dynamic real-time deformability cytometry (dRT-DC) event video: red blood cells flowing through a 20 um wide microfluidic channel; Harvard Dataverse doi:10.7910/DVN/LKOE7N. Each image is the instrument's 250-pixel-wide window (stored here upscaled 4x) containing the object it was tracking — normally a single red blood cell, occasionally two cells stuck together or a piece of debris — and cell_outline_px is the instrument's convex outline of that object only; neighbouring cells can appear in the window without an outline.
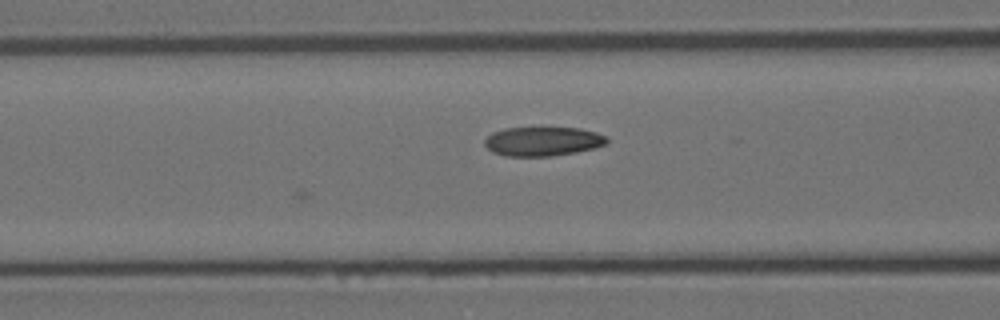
{"species": "Egyptian fruit bat (a non-hibernating species)", "species_latin": "Rousettus aegyptiacus", "temperature_condition": "room temperature", "stored_images_in_passage": 6, "camera_frame_rate_fps": 3000, "um_per_image_px": 0.085, "animal": {"sex": "female"}, "frame": {"image": 1, "passage_image": 6, "time_ms": 6.667, "image_size_px": [1000, 320], "cell_outline_px": [[608, 144], [596, 148], [576, 152], [552, 156], [504, 156], [492, 152], [484, 144], [484, 140], [492, 132], [504, 128], [580, 128], [596, 132], [608, 136]], "centroid_in_image_um": [46.17, 12.02], "position_along_channel_um": 120.4, "area_um2": 20.98}}